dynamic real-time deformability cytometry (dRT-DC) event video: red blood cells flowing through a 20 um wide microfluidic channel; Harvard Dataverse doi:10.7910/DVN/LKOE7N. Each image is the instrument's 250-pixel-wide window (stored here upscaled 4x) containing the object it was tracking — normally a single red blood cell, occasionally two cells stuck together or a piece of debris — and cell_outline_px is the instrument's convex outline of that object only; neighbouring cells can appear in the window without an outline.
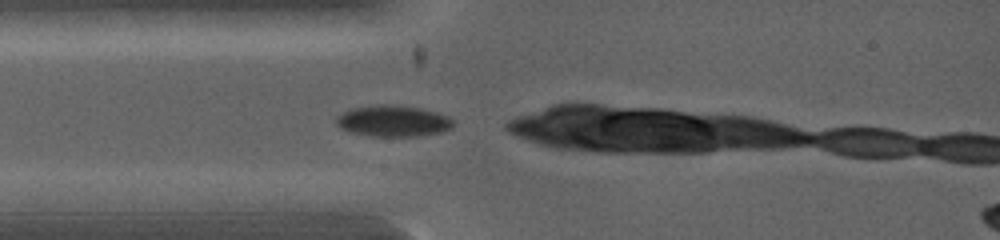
{"species": "common noctule bat (a hibernating species)", "species_latin": "Nyctalus noctula", "temperature_condition": "warm", "stored_images_in_passage": 4, "camera_frame_rate_fps": 5000, "um_per_image_px": 0.085, "animal": {"sex": "female", "body_mass_g": 19.0, "forearm_length_mm": 53.3}, "frame": {"image": 1, "passage_image": 1, "time_ms": 0.0, "image_size_px": [1000, 240], "cell_outline_px": [[452, 128], [440, 132], [416, 136], [372, 136], [352, 132], [340, 128], [336, 124], [336, 116], [352, 108], [376, 104], [392, 104], [420, 108], [436, 112], [448, 116], [452, 120]], "centroid_in_image_um": [33.39, 10.27], "position_along_channel_um": 51.6, "area_um2": 21.21}}
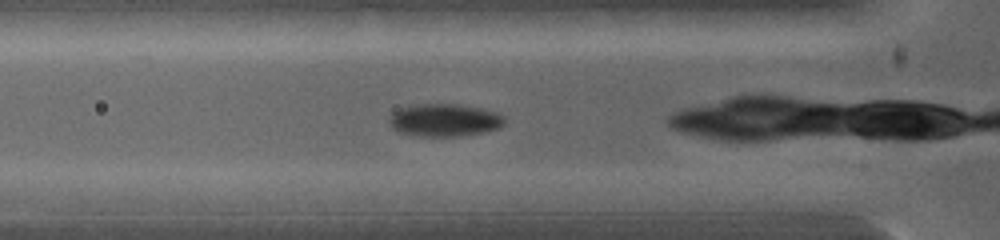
{"frame": {"image": 2, "passage_image": 3, "time_ms": 0.6, "image_size_px": [1000, 240], "cell_outline_px": [[504, 124], [496, 128], [484, 132], [460, 136], [420, 136], [396, 132], [392, 128], [388, 120], [400, 108], [408, 104], [456, 104], [480, 108], [496, 112], [504, 116]], "centroid_in_image_um": [37.75, 10.21], "position_along_channel_um": 88.0, "area_um2": 21.91}}